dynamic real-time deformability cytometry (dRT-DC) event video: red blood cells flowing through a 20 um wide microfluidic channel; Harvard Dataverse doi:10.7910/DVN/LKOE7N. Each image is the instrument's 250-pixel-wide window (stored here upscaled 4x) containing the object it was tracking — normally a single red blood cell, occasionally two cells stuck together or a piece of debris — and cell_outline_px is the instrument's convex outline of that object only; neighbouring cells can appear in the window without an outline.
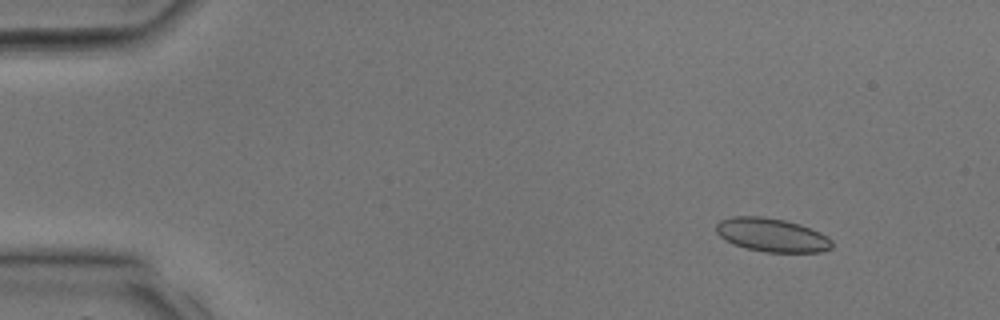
{"species": "common noctule bat (a hibernating species)", "species_latin": "Nyctalus noctula", "temperature_condition": "room temperature", "stored_images_in_passage": 33, "camera_frame_rate_fps": 3000, "um_per_image_px": 0.085, "animal": {"sex": "male", "body_mass_g": 17.9, "forearm_length_mm": 54.2}, "frame": {"image": 1, "passage_image": 4, "time_ms": 1.0, "image_size_px": [1000, 320], "cell_outline_px": [[832, 248], [820, 252], [764, 252], [732, 244], [720, 236], [716, 232], [716, 224], [720, 220], [732, 216], [760, 216], [784, 220], [800, 224], [820, 232], [828, 236], [832, 240]], "centroid_in_image_um": [65.61, 19.97], "position_along_channel_um": 19.4, "area_um2": 22.72}}
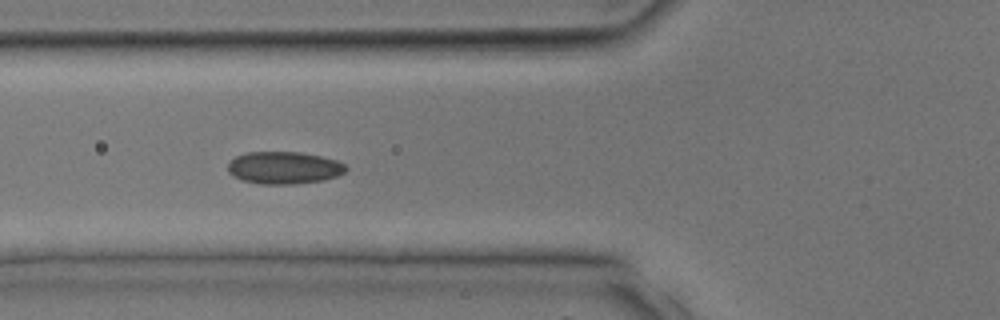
{"frame": {"image": 2, "passage_image": 13, "time_ms": 4.0, "image_size_px": [1000, 320], "cell_outline_px": [[348, 168], [344, 172], [336, 176], [324, 180], [292, 184], [260, 184], [240, 180], [232, 176], [228, 172], [228, 160], [236, 156], [248, 152], [300, 152], [320, 156], [336, 160], [344, 164]], "centroid_in_image_um": [24.09, 14.26], "position_along_channel_um": 101.7, "area_um2": 22.37}}
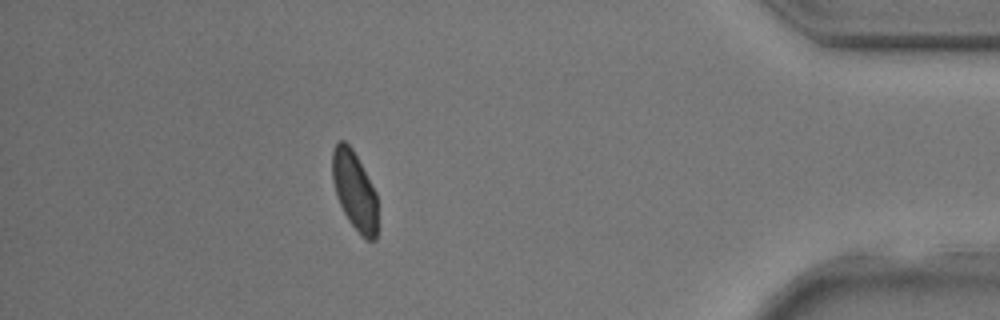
{"frame": {"image": 3, "passage_image": 30, "time_ms": 9.667, "image_size_px": [1000, 320], "cell_outline_px": [[376, 240], [368, 240], [348, 220], [340, 204], [332, 180], [332, 152], [336, 144], [340, 140], [344, 140], [352, 148], [376, 192]], "centroid_in_image_um": [30.12, 16.16], "position_along_channel_um": 405.1, "area_um2": 20.23}}